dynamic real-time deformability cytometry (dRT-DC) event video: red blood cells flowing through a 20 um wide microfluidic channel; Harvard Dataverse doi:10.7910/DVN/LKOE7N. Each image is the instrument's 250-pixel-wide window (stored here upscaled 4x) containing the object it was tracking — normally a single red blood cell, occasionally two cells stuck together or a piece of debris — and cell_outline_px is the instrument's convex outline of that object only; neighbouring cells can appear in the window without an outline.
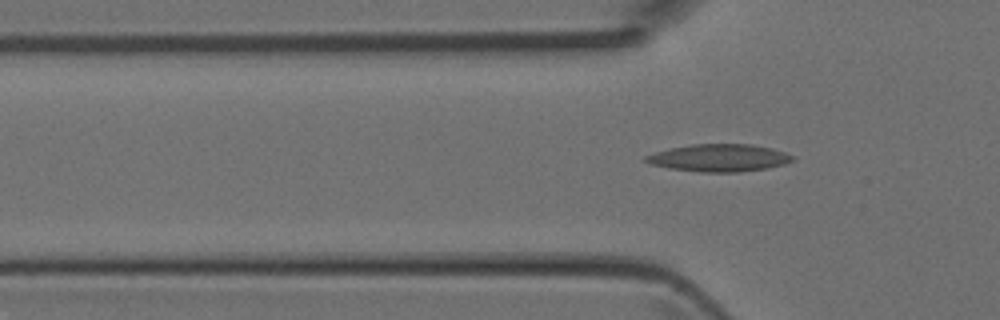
{"species": "Egyptian fruit bat (a non-hibernating species)", "species_latin": "Rousettus aegyptiacus", "temperature_condition": "room temperature", "stored_images_in_passage": 4, "camera_frame_rate_fps": 3000, "um_per_image_px": 0.085, "animal": {"sex": "female"}, "frame": {"image": 1, "passage_image": 4, "time_ms": 1.0, "image_size_px": [1000, 320], "cell_outline_px": [[796, 160], [784, 164], [768, 168], [736, 172], [700, 172], [668, 168], [652, 164], [644, 160], [644, 156], [656, 152], [672, 148], [692, 144], [752, 144], [772, 148], [796, 156]], "centroid_in_image_um": [61.18, 13.42], "position_along_channel_um": 64.6, "area_um2": 23.47}}